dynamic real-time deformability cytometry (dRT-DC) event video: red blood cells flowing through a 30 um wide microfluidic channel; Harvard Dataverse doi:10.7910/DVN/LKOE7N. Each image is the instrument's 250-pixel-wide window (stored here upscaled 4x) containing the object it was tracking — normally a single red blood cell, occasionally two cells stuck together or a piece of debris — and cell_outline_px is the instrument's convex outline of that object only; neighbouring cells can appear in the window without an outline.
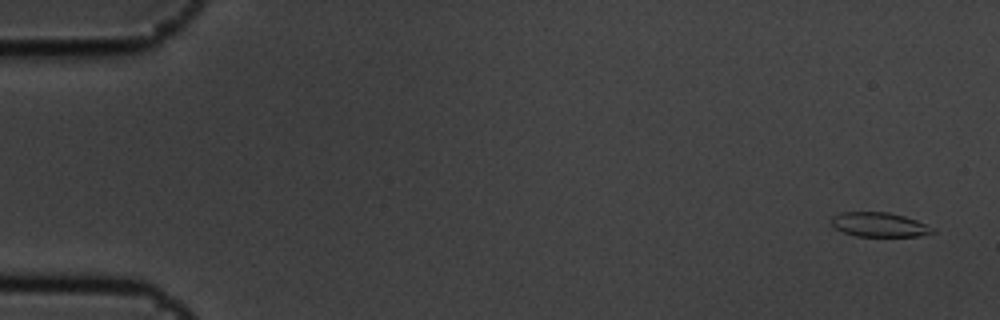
{"species": "common noctule bat (a hibernating species)", "species_latin": "Nyctalus noctula", "temperature_condition": "cold", "stored_images_in_passage": 6, "camera_frame_rate_fps": 3000, "um_per_image_px": 0.085, "animal": {"sex": "male", "body_mass_g": 19.5, "forearm_length_mm": 54.6}, "frame": {"image": 1, "passage_image": 1, "time_ms": 0.0, "image_size_px": [1000, 320], "cell_outline_px": [[936, 232], [920, 236], [856, 236], [844, 232], [836, 228], [832, 224], [832, 216], [840, 212], [888, 212], [904, 216], [916, 220], [936, 228]], "centroid_in_image_um": [74.78, 19.09], "position_along_channel_um": 10.2, "area_um2": 14.39}}